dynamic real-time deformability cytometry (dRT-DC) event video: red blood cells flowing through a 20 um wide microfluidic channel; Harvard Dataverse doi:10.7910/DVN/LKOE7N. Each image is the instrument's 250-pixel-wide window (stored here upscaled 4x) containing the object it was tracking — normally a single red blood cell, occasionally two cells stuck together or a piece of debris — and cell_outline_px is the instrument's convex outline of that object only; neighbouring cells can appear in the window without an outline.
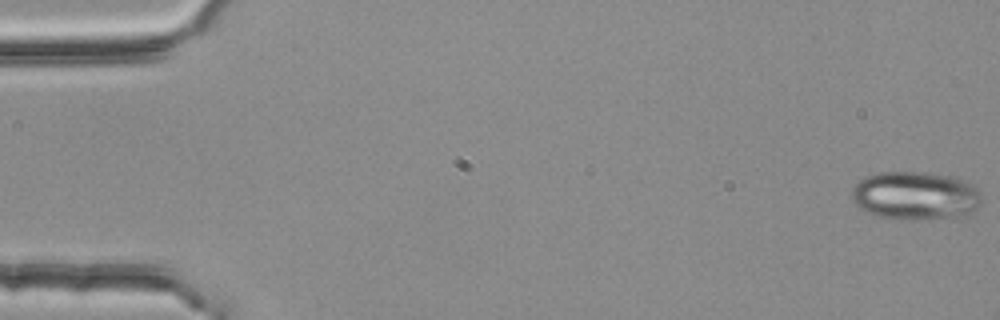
{"species": "common noctule bat (a hibernating species)", "species_latin": "Nyctalus noctula", "temperature_condition": "room temperature", "stored_images_in_passage": 6, "camera_frame_rate_fps": 3000, "um_per_image_px": 0.085, "animal": {"sex": "female", "body_mass_g": 25.1}, "frame": {"image": 1, "passage_image": 1, "time_ms": 0.0, "image_size_px": [1000, 320], "cell_outline_px": [[980, 204], [972, 212], [956, 216], [876, 216], [860, 208], [852, 200], [852, 188], [860, 180], [868, 176], [880, 172], [924, 172], [952, 176], [964, 180], [972, 184], [980, 192]], "centroid_in_image_um": [77.8, 16.56], "position_along_channel_um": 7.2, "area_um2": 35.2}}